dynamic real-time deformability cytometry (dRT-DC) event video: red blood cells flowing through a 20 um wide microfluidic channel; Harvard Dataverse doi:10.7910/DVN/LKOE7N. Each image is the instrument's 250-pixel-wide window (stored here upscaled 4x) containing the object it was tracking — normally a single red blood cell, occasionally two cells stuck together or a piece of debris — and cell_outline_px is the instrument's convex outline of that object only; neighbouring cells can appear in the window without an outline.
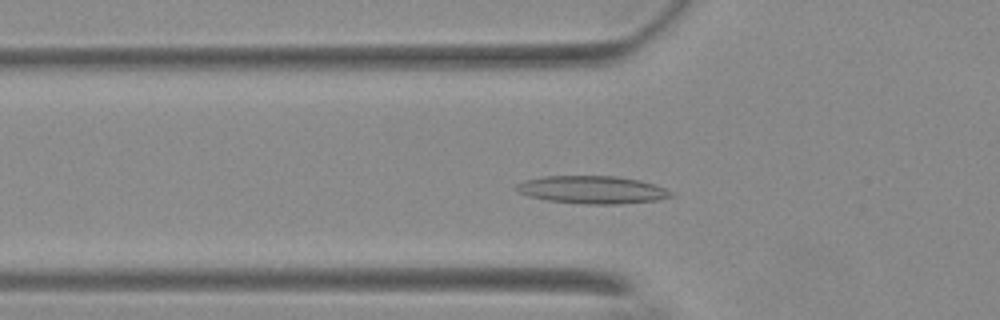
{"species": "Egyptian fruit bat (a non-hibernating species)", "species_latin": "Rousettus aegyptiacus", "temperature_condition": "warm", "stored_images_in_passage": 43, "camera_frame_rate_fps": 3000, "um_per_image_px": 0.085, "animal": {"sex": "female"}, "frame": {"image": 1, "passage_image": 6, "time_ms": 1.667, "image_size_px": [1000, 320], "cell_outline_px": [[676, 196], [656, 200], [616, 204], [584, 204], [544, 200], [528, 196], [512, 188], [516, 184], [524, 180], [544, 176], [616, 176], [640, 180], [664, 188], [672, 192]], "centroid_in_image_um": [50.3, 16.13], "position_along_channel_um": 75.5, "area_um2": 25.09}}
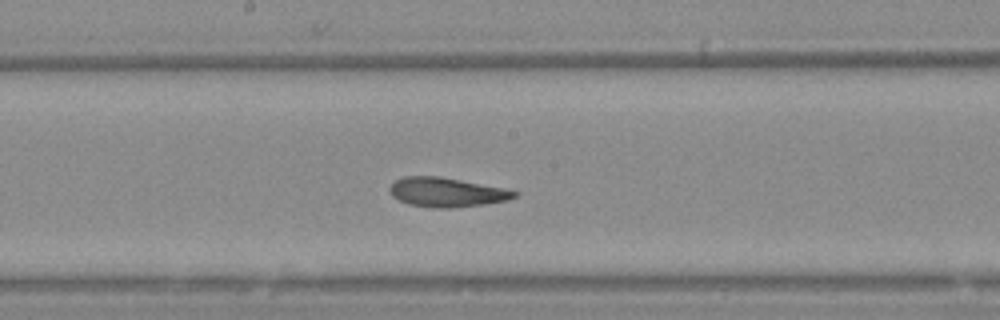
{"frame": {"image": 2, "passage_image": 17, "time_ms": 5.333, "image_size_px": [1000, 320], "cell_outline_px": [[520, 192], [516, 196], [508, 200], [484, 204], [452, 208], [432, 208], [408, 204], [392, 196], [392, 184], [396, 180], [404, 176], [440, 176], [504, 188]], "centroid_in_image_um": [38.0, 16.34], "position_along_channel_um": 210.2, "area_um2": 21.15}}
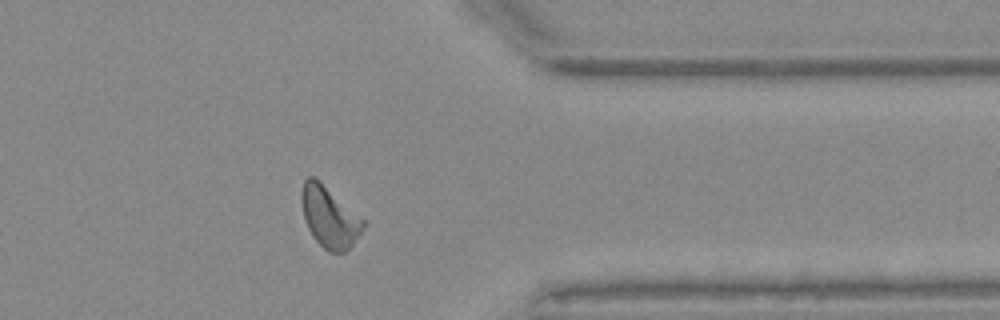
{"frame": {"image": 3, "passage_image": 32, "time_ms": 10.333, "image_size_px": [1000, 320], "cell_outline_px": [[368, 224], [360, 236], [344, 252], [328, 252], [312, 236], [304, 220], [300, 200], [300, 192], [304, 180], [308, 176], [312, 176], [364, 220]], "centroid_in_image_um": [27.99, 18.48], "position_along_channel_um": 383.4, "area_um2": 21.68}, "authors_computed_cell_mechanics": {"area_um2": 21.3282, "velocity_mm_per_s": 3.6695, "shape_relaxation_time_tau1_ms": 6.6704, "shape_relaxation_time_tau2_ms": 2.7507, "deformation_change_tau1": 0.204, "deformation_change_tau2": 0.1177}}